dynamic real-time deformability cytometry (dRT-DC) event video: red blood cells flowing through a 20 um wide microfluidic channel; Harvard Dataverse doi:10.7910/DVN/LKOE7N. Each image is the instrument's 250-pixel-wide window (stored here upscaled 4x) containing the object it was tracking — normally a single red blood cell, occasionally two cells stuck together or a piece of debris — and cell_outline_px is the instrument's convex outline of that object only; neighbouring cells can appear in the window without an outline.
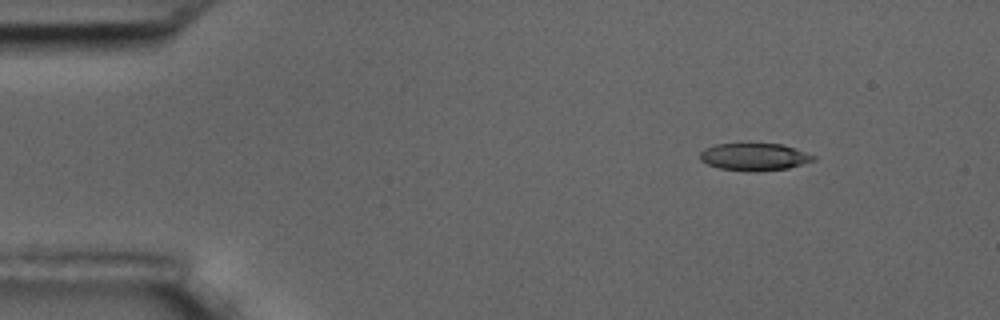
{"species": "common noctule bat (a hibernating species)", "species_latin": "Nyctalus noctula", "temperature_condition": "room temperature", "stored_images_in_passage": 5, "camera_frame_rate_fps": 3000, "um_per_image_px": 0.085, "animal": {"sex": "male", "body_mass_g": 17.5, "forearm_length_mm": 52.3}, "frame": {"image": 1, "passage_image": 2, "time_ms": 2.0, "image_size_px": [1000, 320], "cell_outline_px": [[816, 160], [788, 168], [756, 172], [720, 168], [708, 164], [700, 160], [700, 152], [704, 148], [716, 144], [784, 144], [816, 156]], "centroid_in_image_um": [64.13, 13.33], "position_along_channel_um": 20.9, "area_um2": 18.03}}
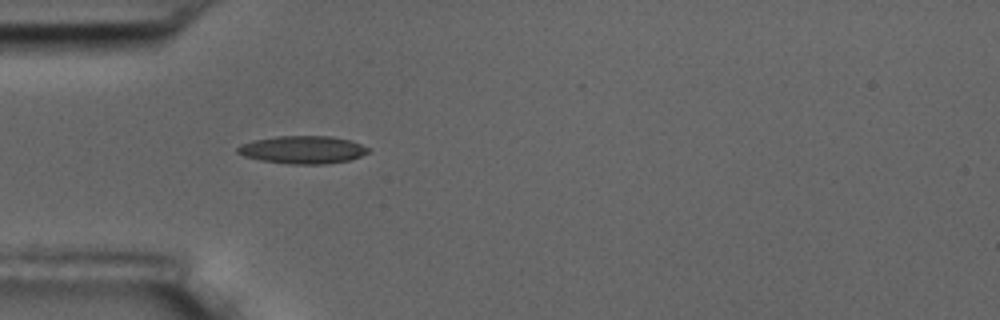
{"frame": {"image": 2, "passage_image": 5, "time_ms": 5.333, "image_size_px": [1000, 320], "cell_outline_px": [[372, 148], [368, 152], [360, 156], [348, 160], [324, 164], [288, 164], [260, 160], [244, 156], [236, 152], [236, 148], [240, 144], [252, 140], [276, 136], [332, 136], [348, 140]], "centroid_in_image_um": [25.69, 12.72], "position_along_channel_um": 59.3, "area_um2": 21.21}}